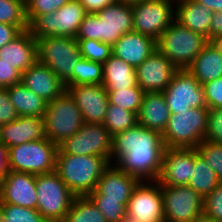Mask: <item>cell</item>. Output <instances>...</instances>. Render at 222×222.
Wrapping results in <instances>:
<instances>
[{"label": "cell", "mask_w": 222, "mask_h": 222, "mask_svg": "<svg viewBox=\"0 0 222 222\" xmlns=\"http://www.w3.org/2000/svg\"><path fill=\"white\" fill-rule=\"evenodd\" d=\"M164 150L162 134L137 123L112 136L111 164L140 181L157 180Z\"/></svg>", "instance_id": "6da1fadb"}, {"label": "cell", "mask_w": 222, "mask_h": 222, "mask_svg": "<svg viewBox=\"0 0 222 222\" xmlns=\"http://www.w3.org/2000/svg\"><path fill=\"white\" fill-rule=\"evenodd\" d=\"M131 4L116 1L97 13H88L80 24L75 39L98 40L111 46L125 33L133 31Z\"/></svg>", "instance_id": "7a4b0ae2"}, {"label": "cell", "mask_w": 222, "mask_h": 222, "mask_svg": "<svg viewBox=\"0 0 222 222\" xmlns=\"http://www.w3.org/2000/svg\"><path fill=\"white\" fill-rule=\"evenodd\" d=\"M109 164L96 155L57 154L55 172L76 197H82L94 191Z\"/></svg>", "instance_id": "3957f363"}, {"label": "cell", "mask_w": 222, "mask_h": 222, "mask_svg": "<svg viewBox=\"0 0 222 222\" xmlns=\"http://www.w3.org/2000/svg\"><path fill=\"white\" fill-rule=\"evenodd\" d=\"M208 107L170 113L162 133L165 148H196L207 132Z\"/></svg>", "instance_id": "277c9868"}, {"label": "cell", "mask_w": 222, "mask_h": 222, "mask_svg": "<svg viewBox=\"0 0 222 222\" xmlns=\"http://www.w3.org/2000/svg\"><path fill=\"white\" fill-rule=\"evenodd\" d=\"M207 44V38L174 21L156 40L157 50L177 69H187Z\"/></svg>", "instance_id": "5b68a950"}, {"label": "cell", "mask_w": 222, "mask_h": 222, "mask_svg": "<svg viewBox=\"0 0 222 222\" xmlns=\"http://www.w3.org/2000/svg\"><path fill=\"white\" fill-rule=\"evenodd\" d=\"M36 40L38 61L48 66L66 86H72V73L82 57L78 41L75 38L57 36Z\"/></svg>", "instance_id": "8992f818"}, {"label": "cell", "mask_w": 222, "mask_h": 222, "mask_svg": "<svg viewBox=\"0 0 222 222\" xmlns=\"http://www.w3.org/2000/svg\"><path fill=\"white\" fill-rule=\"evenodd\" d=\"M58 145L48 138L34 140L8 148L10 171L34 175L55 171Z\"/></svg>", "instance_id": "52a82bcc"}, {"label": "cell", "mask_w": 222, "mask_h": 222, "mask_svg": "<svg viewBox=\"0 0 222 222\" xmlns=\"http://www.w3.org/2000/svg\"><path fill=\"white\" fill-rule=\"evenodd\" d=\"M43 118L46 138L56 145L79 132L84 124L81 111L67 90L47 103Z\"/></svg>", "instance_id": "ba28073f"}, {"label": "cell", "mask_w": 222, "mask_h": 222, "mask_svg": "<svg viewBox=\"0 0 222 222\" xmlns=\"http://www.w3.org/2000/svg\"><path fill=\"white\" fill-rule=\"evenodd\" d=\"M36 210L48 222H62L76 197L55 172L36 175Z\"/></svg>", "instance_id": "9c48e42d"}, {"label": "cell", "mask_w": 222, "mask_h": 222, "mask_svg": "<svg viewBox=\"0 0 222 222\" xmlns=\"http://www.w3.org/2000/svg\"><path fill=\"white\" fill-rule=\"evenodd\" d=\"M86 9L78 0H70L56 12L38 16L29 30L35 38L48 36L76 38Z\"/></svg>", "instance_id": "30bf717a"}, {"label": "cell", "mask_w": 222, "mask_h": 222, "mask_svg": "<svg viewBox=\"0 0 222 222\" xmlns=\"http://www.w3.org/2000/svg\"><path fill=\"white\" fill-rule=\"evenodd\" d=\"M123 222H165L161 184L139 181L133 189Z\"/></svg>", "instance_id": "8fae6325"}, {"label": "cell", "mask_w": 222, "mask_h": 222, "mask_svg": "<svg viewBox=\"0 0 222 222\" xmlns=\"http://www.w3.org/2000/svg\"><path fill=\"white\" fill-rule=\"evenodd\" d=\"M57 154L96 155L111 164L112 135L103 124L84 123L79 132L58 145Z\"/></svg>", "instance_id": "7c38bea8"}, {"label": "cell", "mask_w": 222, "mask_h": 222, "mask_svg": "<svg viewBox=\"0 0 222 222\" xmlns=\"http://www.w3.org/2000/svg\"><path fill=\"white\" fill-rule=\"evenodd\" d=\"M133 31L152 37L159 36L175 21V0H148L132 4Z\"/></svg>", "instance_id": "4fadbf2b"}, {"label": "cell", "mask_w": 222, "mask_h": 222, "mask_svg": "<svg viewBox=\"0 0 222 222\" xmlns=\"http://www.w3.org/2000/svg\"><path fill=\"white\" fill-rule=\"evenodd\" d=\"M162 93L170 113L207 107L203 85L187 69H178Z\"/></svg>", "instance_id": "5bb4252c"}, {"label": "cell", "mask_w": 222, "mask_h": 222, "mask_svg": "<svg viewBox=\"0 0 222 222\" xmlns=\"http://www.w3.org/2000/svg\"><path fill=\"white\" fill-rule=\"evenodd\" d=\"M165 222H193L203 214V197L188 185H161Z\"/></svg>", "instance_id": "9a60e30c"}, {"label": "cell", "mask_w": 222, "mask_h": 222, "mask_svg": "<svg viewBox=\"0 0 222 222\" xmlns=\"http://www.w3.org/2000/svg\"><path fill=\"white\" fill-rule=\"evenodd\" d=\"M66 88L80 109L84 123L103 124L109 99L102 84H80Z\"/></svg>", "instance_id": "2e32d148"}, {"label": "cell", "mask_w": 222, "mask_h": 222, "mask_svg": "<svg viewBox=\"0 0 222 222\" xmlns=\"http://www.w3.org/2000/svg\"><path fill=\"white\" fill-rule=\"evenodd\" d=\"M195 163V148H165L157 181L165 186L188 185Z\"/></svg>", "instance_id": "e0dca14e"}, {"label": "cell", "mask_w": 222, "mask_h": 222, "mask_svg": "<svg viewBox=\"0 0 222 222\" xmlns=\"http://www.w3.org/2000/svg\"><path fill=\"white\" fill-rule=\"evenodd\" d=\"M178 69L158 50L136 68L137 84L144 92H163Z\"/></svg>", "instance_id": "ac0fdd59"}, {"label": "cell", "mask_w": 222, "mask_h": 222, "mask_svg": "<svg viewBox=\"0 0 222 222\" xmlns=\"http://www.w3.org/2000/svg\"><path fill=\"white\" fill-rule=\"evenodd\" d=\"M0 203L36 209V175L9 171L0 182Z\"/></svg>", "instance_id": "d6986e66"}, {"label": "cell", "mask_w": 222, "mask_h": 222, "mask_svg": "<svg viewBox=\"0 0 222 222\" xmlns=\"http://www.w3.org/2000/svg\"><path fill=\"white\" fill-rule=\"evenodd\" d=\"M139 181L137 177L121 171L115 164H109L98 180L96 188L87 197L129 200Z\"/></svg>", "instance_id": "ffe728a7"}, {"label": "cell", "mask_w": 222, "mask_h": 222, "mask_svg": "<svg viewBox=\"0 0 222 222\" xmlns=\"http://www.w3.org/2000/svg\"><path fill=\"white\" fill-rule=\"evenodd\" d=\"M21 82L47 103L53 101L67 90L65 83L48 66L38 60L21 74Z\"/></svg>", "instance_id": "44dd1931"}, {"label": "cell", "mask_w": 222, "mask_h": 222, "mask_svg": "<svg viewBox=\"0 0 222 222\" xmlns=\"http://www.w3.org/2000/svg\"><path fill=\"white\" fill-rule=\"evenodd\" d=\"M44 138L46 135L43 117L19 116L13 122L0 125V142L8 148Z\"/></svg>", "instance_id": "7402d4cb"}, {"label": "cell", "mask_w": 222, "mask_h": 222, "mask_svg": "<svg viewBox=\"0 0 222 222\" xmlns=\"http://www.w3.org/2000/svg\"><path fill=\"white\" fill-rule=\"evenodd\" d=\"M155 50H157L155 39L132 31L125 33L114 43L112 55L136 69Z\"/></svg>", "instance_id": "603a6c76"}, {"label": "cell", "mask_w": 222, "mask_h": 222, "mask_svg": "<svg viewBox=\"0 0 222 222\" xmlns=\"http://www.w3.org/2000/svg\"><path fill=\"white\" fill-rule=\"evenodd\" d=\"M0 58L22 74L38 60L36 38L29 29L22 31L0 48Z\"/></svg>", "instance_id": "cb8c5ba5"}, {"label": "cell", "mask_w": 222, "mask_h": 222, "mask_svg": "<svg viewBox=\"0 0 222 222\" xmlns=\"http://www.w3.org/2000/svg\"><path fill=\"white\" fill-rule=\"evenodd\" d=\"M170 116L169 107L162 92H145L137 114L138 124L163 133Z\"/></svg>", "instance_id": "d4e9b609"}, {"label": "cell", "mask_w": 222, "mask_h": 222, "mask_svg": "<svg viewBox=\"0 0 222 222\" xmlns=\"http://www.w3.org/2000/svg\"><path fill=\"white\" fill-rule=\"evenodd\" d=\"M213 13L195 0H177L176 18L181 26L209 38V27Z\"/></svg>", "instance_id": "484cf974"}, {"label": "cell", "mask_w": 222, "mask_h": 222, "mask_svg": "<svg viewBox=\"0 0 222 222\" xmlns=\"http://www.w3.org/2000/svg\"><path fill=\"white\" fill-rule=\"evenodd\" d=\"M106 90L129 89L137 84L136 69L122 59L111 55L103 63V83Z\"/></svg>", "instance_id": "4316f807"}, {"label": "cell", "mask_w": 222, "mask_h": 222, "mask_svg": "<svg viewBox=\"0 0 222 222\" xmlns=\"http://www.w3.org/2000/svg\"><path fill=\"white\" fill-rule=\"evenodd\" d=\"M187 70L201 85L218 79L222 77V54L206 44Z\"/></svg>", "instance_id": "83f0119b"}, {"label": "cell", "mask_w": 222, "mask_h": 222, "mask_svg": "<svg viewBox=\"0 0 222 222\" xmlns=\"http://www.w3.org/2000/svg\"><path fill=\"white\" fill-rule=\"evenodd\" d=\"M7 91L19 116L44 117L47 102L29 90L22 82L7 87Z\"/></svg>", "instance_id": "f1b7e54d"}, {"label": "cell", "mask_w": 222, "mask_h": 222, "mask_svg": "<svg viewBox=\"0 0 222 222\" xmlns=\"http://www.w3.org/2000/svg\"><path fill=\"white\" fill-rule=\"evenodd\" d=\"M220 183L214 170L195 148V163L188 186L205 198Z\"/></svg>", "instance_id": "f546056e"}, {"label": "cell", "mask_w": 222, "mask_h": 222, "mask_svg": "<svg viewBox=\"0 0 222 222\" xmlns=\"http://www.w3.org/2000/svg\"><path fill=\"white\" fill-rule=\"evenodd\" d=\"M62 222H106L98 207L87 197H75Z\"/></svg>", "instance_id": "4dcf8cb0"}, {"label": "cell", "mask_w": 222, "mask_h": 222, "mask_svg": "<svg viewBox=\"0 0 222 222\" xmlns=\"http://www.w3.org/2000/svg\"><path fill=\"white\" fill-rule=\"evenodd\" d=\"M138 123L137 113L121 106L108 105L103 125L113 136L116 133L126 131Z\"/></svg>", "instance_id": "1f68e13d"}, {"label": "cell", "mask_w": 222, "mask_h": 222, "mask_svg": "<svg viewBox=\"0 0 222 222\" xmlns=\"http://www.w3.org/2000/svg\"><path fill=\"white\" fill-rule=\"evenodd\" d=\"M0 23L15 25L21 31L28 30L26 0H0Z\"/></svg>", "instance_id": "d6a6232c"}, {"label": "cell", "mask_w": 222, "mask_h": 222, "mask_svg": "<svg viewBox=\"0 0 222 222\" xmlns=\"http://www.w3.org/2000/svg\"><path fill=\"white\" fill-rule=\"evenodd\" d=\"M103 64L81 57L72 73V86L80 84H102Z\"/></svg>", "instance_id": "836d02e7"}, {"label": "cell", "mask_w": 222, "mask_h": 222, "mask_svg": "<svg viewBox=\"0 0 222 222\" xmlns=\"http://www.w3.org/2000/svg\"><path fill=\"white\" fill-rule=\"evenodd\" d=\"M106 91L109 104L121 106L137 114L139 113L145 92L138 85L129 89Z\"/></svg>", "instance_id": "e575fe53"}, {"label": "cell", "mask_w": 222, "mask_h": 222, "mask_svg": "<svg viewBox=\"0 0 222 222\" xmlns=\"http://www.w3.org/2000/svg\"><path fill=\"white\" fill-rule=\"evenodd\" d=\"M2 222H48L36 209L0 203Z\"/></svg>", "instance_id": "d590c367"}, {"label": "cell", "mask_w": 222, "mask_h": 222, "mask_svg": "<svg viewBox=\"0 0 222 222\" xmlns=\"http://www.w3.org/2000/svg\"><path fill=\"white\" fill-rule=\"evenodd\" d=\"M81 56L93 62L103 64L112 55V46L98 40L76 39Z\"/></svg>", "instance_id": "8d00e7d4"}, {"label": "cell", "mask_w": 222, "mask_h": 222, "mask_svg": "<svg viewBox=\"0 0 222 222\" xmlns=\"http://www.w3.org/2000/svg\"><path fill=\"white\" fill-rule=\"evenodd\" d=\"M104 215L106 222H123L129 200L89 198Z\"/></svg>", "instance_id": "74e56055"}, {"label": "cell", "mask_w": 222, "mask_h": 222, "mask_svg": "<svg viewBox=\"0 0 222 222\" xmlns=\"http://www.w3.org/2000/svg\"><path fill=\"white\" fill-rule=\"evenodd\" d=\"M196 150L214 170L220 182H222V144L203 140Z\"/></svg>", "instance_id": "f35d334b"}, {"label": "cell", "mask_w": 222, "mask_h": 222, "mask_svg": "<svg viewBox=\"0 0 222 222\" xmlns=\"http://www.w3.org/2000/svg\"><path fill=\"white\" fill-rule=\"evenodd\" d=\"M70 0H26V16L29 25L40 15L56 12Z\"/></svg>", "instance_id": "ab89813d"}, {"label": "cell", "mask_w": 222, "mask_h": 222, "mask_svg": "<svg viewBox=\"0 0 222 222\" xmlns=\"http://www.w3.org/2000/svg\"><path fill=\"white\" fill-rule=\"evenodd\" d=\"M203 213L222 222V182L203 199Z\"/></svg>", "instance_id": "60d3db41"}, {"label": "cell", "mask_w": 222, "mask_h": 222, "mask_svg": "<svg viewBox=\"0 0 222 222\" xmlns=\"http://www.w3.org/2000/svg\"><path fill=\"white\" fill-rule=\"evenodd\" d=\"M204 140L222 144V108H208L207 132Z\"/></svg>", "instance_id": "b9f144b4"}, {"label": "cell", "mask_w": 222, "mask_h": 222, "mask_svg": "<svg viewBox=\"0 0 222 222\" xmlns=\"http://www.w3.org/2000/svg\"><path fill=\"white\" fill-rule=\"evenodd\" d=\"M208 108H222V77L203 84Z\"/></svg>", "instance_id": "7bdbcfd3"}, {"label": "cell", "mask_w": 222, "mask_h": 222, "mask_svg": "<svg viewBox=\"0 0 222 222\" xmlns=\"http://www.w3.org/2000/svg\"><path fill=\"white\" fill-rule=\"evenodd\" d=\"M19 117L13 106L7 88H0V125L13 122Z\"/></svg>", "instance_id": "ee69618b"}, {"label": "cell", "mask_w": 222, "mask_h": 222, "mask_svg": "<svg viewBox=\"0 0 222 222\" xmlns=\"http://www.w3.org/2000/svg\"><path fill=\"white\" fill-rule=\"evenodd\" d=\"M21 82V73L0 58V88H7Z\"/></svg>", "instance_id": "f6af8a7d"}, {"label": "cell", "mask_w": 222, "mask_h": 222, "mask_svg": "<svg viewBox=\"0 0 222 222\" xmlns=\"http://www.w3.org/2000/svg\"><path fill=\"white\" fill-rule=\"evenodd\" d=\"M21 32L15 25L0 23V48L15 39Z\"/></svg>", "instance_id": "bcb514c9"}, {"label": "cell", "mask_w": 222, "mask_h": 222, "mask_svg": "<svg viewBox=\"0 0 222 222\" xmlns=\"http://www.w3.org/2000/svg\"><path fill=\"white\" fill-rule=\"evenodd\" d=\"M86 9L87 13H97L106 6L115 3L117 0H78Z\"/></svg>", "instance_id": "7dc6e473"}, {"label": "cell", "mask_w": 222, "mask_h": 222, "mask_svg": "<svg viewBox=\"0 0 222 222\" xmlns=\"http://www.w3.org/2000/svg\"><path fill=\"white\" fill-rule=\"evenodd\" d=\"M222 35V11L214 12L209 27V37Z\"/></svg>", "instance_id": "c3c4849f"}, {"label": "cell", "mask_w": 222, "mask_h": 222, "mask_svg": "<svg viewBox=\"0 0 222 222\" xmlns=\"http://www.w3.org/2000/svg\"><path fill=\"white\" fill-rule=\"evenodd\" d=\"M8 166V147L0 142V182L9 172Z\"/></svg>", "instance_id": "681fc988"}, {"label": "cell", "mask_w": 222, "mask_h": 222, "mask_svg": "<svg viewBox=\"0 0 222 222\" xmlns=\"http://www.w3.org/2000/svg\"><path fill=\"white\" fill-rule=\"evenodd\" d=\"M209 8L212 12L222 11V0H195Z\"/></svg>", "instance_id": "f907efd6"}, {"label": "cell", "mask_w": 222, "mask_h": 222, "mask_svg": "<svg viewBox=\"0 0 222 222\" xmlns=\"http://www.w3.org/2000/svg\"><path fill=\"white\" fill-rule=\"evenodd\" d=\"M207 44L217 52L222 54V35L215 37H209L207 39Z\"/></svg>", "instance_id": "816d5d0a"}, {"label": "cell", "mask_w": 222, "mask_h": 222, "mask_svg": "<svg viewBox=\"0 0 222 222\" xmlns=\"http://www.w3.org/2000/svg\"><path fill=\"white\" fill-rule=\"evenodd\" d=\"M193 222H221V221H218L217 219L210 218L203 213L197 219H195Z\"/></svg>", "instance_id": "f5cc1de1"}, {"label": "cell", "mask_w": 222, "mask_h": 222, "mask_svg": "<svg viewBox=\"0 0 222 222\" xmlns=\"http://www.w3.org/2000/svg\"><path fill=\"white\" fill-rule=\"evenodd\" d=\"M121 1L125 4H134V3H140V2H144V1H148V0H118Z\"/></svg>", "instance_id": "db71d44e"}]
</instances>
